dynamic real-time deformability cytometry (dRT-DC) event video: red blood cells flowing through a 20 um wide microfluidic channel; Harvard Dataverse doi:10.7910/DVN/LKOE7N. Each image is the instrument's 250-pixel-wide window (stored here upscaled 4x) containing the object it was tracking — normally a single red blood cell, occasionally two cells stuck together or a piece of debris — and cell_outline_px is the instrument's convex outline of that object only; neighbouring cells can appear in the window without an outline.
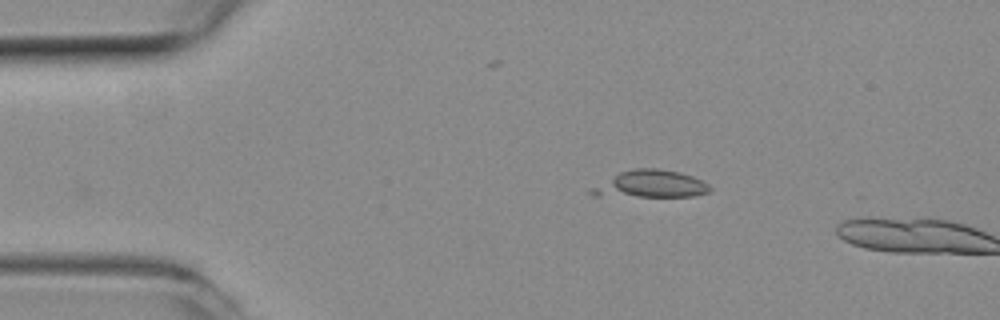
{"species": "common noctule bat (a hibernating species)", "species_latin": "Nyctalus noctula", "temperature_condition": "room temperature", "stored_images_in_passage": 3, "camera_frame_rate_fps": 3000, "um_per_image_px": 0.085, "animal": {"sex": "female", "body_mass_g": 19.3, "forearm_length_mm": 54.1}, "frame": {"image": 1, "passage_image": 1, "time_ms": 0.0, "image_size_px": [1000, 320], "cell_outline_px": [[712, 188], [708, 192], [692, 196], [592, 196], [588, 192], [592, 188], [620, 172], [632, 168], [656, 168], [680, 172], [692, 176], [708, 184]], "centroid_in_image_um": [55.29, 15.65], "position_along_channel_um": 29.7, "area_um2": 18.61}}